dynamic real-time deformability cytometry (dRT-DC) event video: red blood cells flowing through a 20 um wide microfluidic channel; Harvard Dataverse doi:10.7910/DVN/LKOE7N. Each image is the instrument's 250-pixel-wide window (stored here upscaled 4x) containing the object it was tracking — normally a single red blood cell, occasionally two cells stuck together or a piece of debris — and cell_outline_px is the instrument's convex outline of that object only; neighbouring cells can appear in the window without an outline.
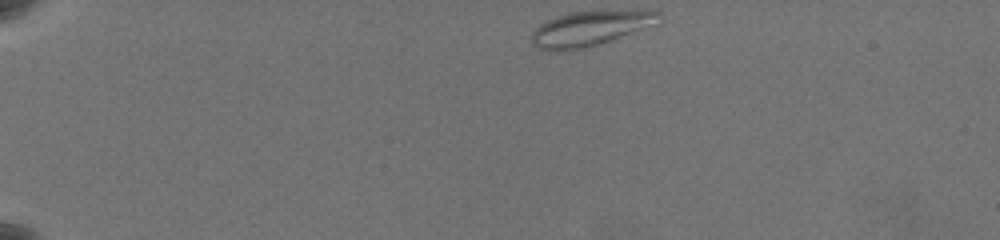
{"species": "common noctule bat (a hibernating species)", "species_latin": "Nyctalus noctula", "temperature_condition": "warm", "stored_images_in_passage": 49, "camera_frame_rate_fps": 3000, "um_per_image_px": 0.085, "animal": {"sex": "female", "body_mass_g": 19.5, "forearm_length_mm": 54.1}, "frame": {"image": 1, "passage_image": 1, "time_ms": 0.0, "image_size_px": [1000, 240], "cell_outline_px": [[660, 24], [600, 44], [584, 48], [556, 52], [540, 48], [532, 44], [532, 32], [540, 24], [548, 20], [572, 12], [660, 12]], "centroid_in_image_um": [50.15, 2.46], "position_along_channel_um": 34.8, "area_um2": 25.32}}
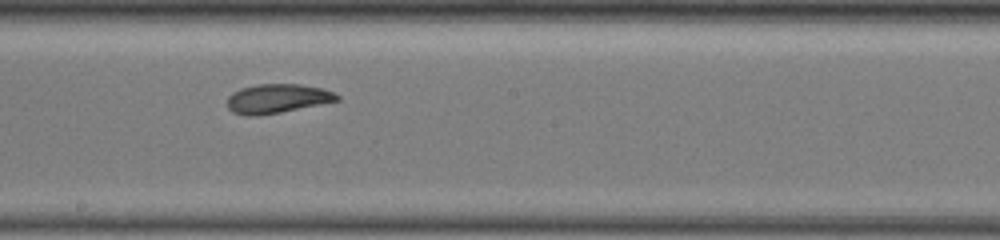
{"frame": {"image": 2, "passage_image": 25, "time_ms": 8.0, "image_size_px": [1000, 240], "cell_outline_px": [[340, 100], [280, 112], [256, 116], [248, 116], [232, 112], [228, 108], [228, 96], [232, 92], [240, 88], [256, 84], [300, 84], [324, 88], [340, 96]], "centroid_in_image_um": [23.55, 8.37], "position_along_channel_um": 224.7, "area_um2": 18.67}}
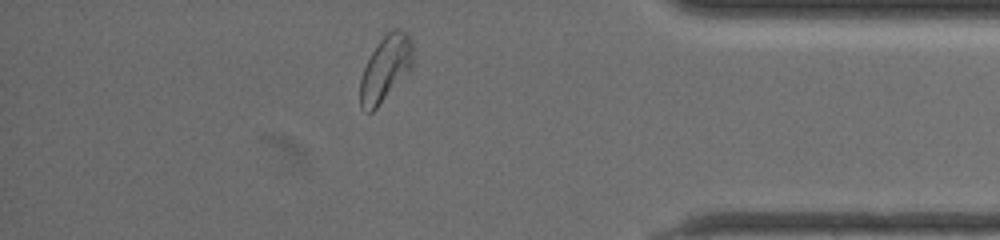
{"frame": {"image": 3, "passage_image": 42, "time_ms": 13.667, "image_size_px": [1000, 240], "cell_outline_px": [[412, 72], [372, 112], [368, 112], [360, 108], [360, 80], [364, 68], [372, 52], [380, 40], [392, 28], [400, 28], [408, 32], [412, 44]], "centroid_in_image_um": [32.8, 5.83], "position_along_channel_um": 402.4, "area_um2": 20.52}, "authors_computed_cell_mechanics": {"area_um2": 19.1318, "velocity_mm_per_s": 3.5109, "shape_relaxation_time_tau1_ms": 10.2102, "shape_relaxation_time_tau2_ms": 3.6493, "deformation_change_tau1": 0.2262, "deformation_change_tau2": 0.1052}}